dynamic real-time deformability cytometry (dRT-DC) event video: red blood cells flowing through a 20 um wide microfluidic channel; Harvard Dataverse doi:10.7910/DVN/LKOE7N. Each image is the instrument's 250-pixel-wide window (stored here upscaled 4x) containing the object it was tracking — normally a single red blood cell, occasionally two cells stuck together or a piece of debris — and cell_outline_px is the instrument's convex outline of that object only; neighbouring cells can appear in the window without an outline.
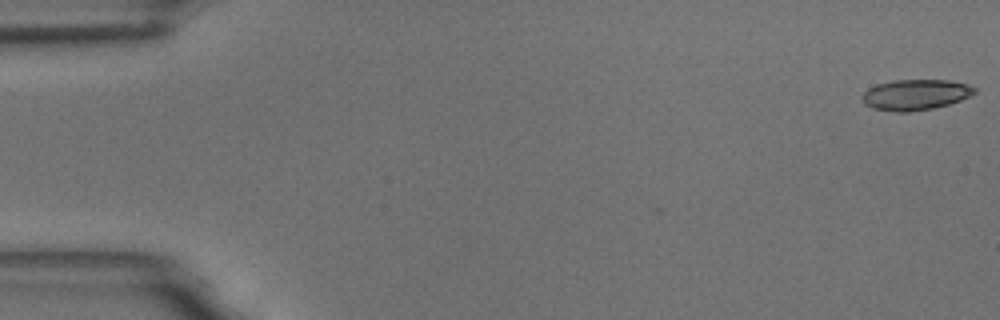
{"species": "common noctule bat (a hibernating species)", "species_latin": "Nyctalus noctula", "temperature_condition": "room temperature", "stored_images_in_passage": 56, "camera_frame_rate_fps": 3000, "um_per_image_px": 0.085, "animal": {"sex": "male", "body_mass_g": 18.8}, "frame": {"image": 1, "passage_image": 1, "time_ms": 0.0, "image_size_px": [1000, 320], "cell_outline_px": [[976, 92], [960, 100], [948, 104], [932, 108], [908, 112], [896, 112], [872, 108], [864, 104], [860, 96], [868, 88], [876, 84], [892, 80], [948, 80], [968, 84], [976, 88]], "centroid_in_image_um": [77.77, 8.04], "position_along_channel_um": 7.2, "area_um2": 20.11}}
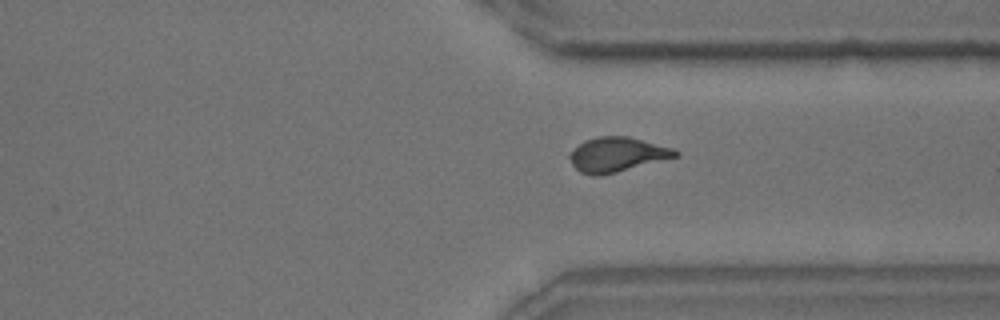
{"frame": {"image": 2, "passage_image": 42, "time_ms": 13.667, "image_size_px": [1000, 320], "cell_outline_px": [[680, 156], [600, 176], [592, 176], [580, 172], [572, 164], [568, 156], [584, 140], [600, 136], [628, 136], [672, 148], [680, 152]], "centroid_in_image_um": [52.46, 13.14], "position_along_channel_um": 358.9, "area_um2": 21.15}}
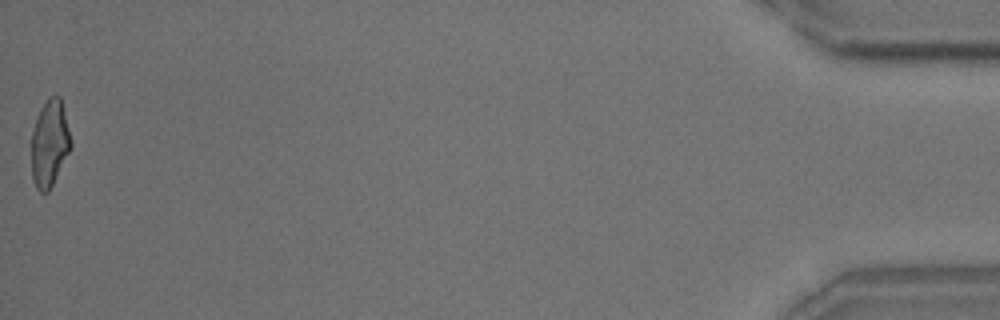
{"frame": {"image": 3, "passage_image": 56, "time_ms": 18.333, "image_size_px": [1000, 320], "cell_outline_px": [[72, 148], [48, 192], [40, 192], [36, 188], [32, 180], [28, 144], [28, 140], [36, 116], [40, 108], [48, 96], [60, 96], [72, 140]], "centroid_in_image_um": [4.16, 12.19], "position_along_channel_um": 431.0, "area_um2": 20.98}, "authors_computed_cell_mechanics": {"area_um2": 20.808, "velocity_mm_per_s": 3.6255, "shape_relaxation_time_tau1_ms": 5.6978, "shape_relaxation_time_tau2_ms": 1.2427, "deformation_change_tau1": 0.1998, "deformation_change_tau2": 0.0893}}